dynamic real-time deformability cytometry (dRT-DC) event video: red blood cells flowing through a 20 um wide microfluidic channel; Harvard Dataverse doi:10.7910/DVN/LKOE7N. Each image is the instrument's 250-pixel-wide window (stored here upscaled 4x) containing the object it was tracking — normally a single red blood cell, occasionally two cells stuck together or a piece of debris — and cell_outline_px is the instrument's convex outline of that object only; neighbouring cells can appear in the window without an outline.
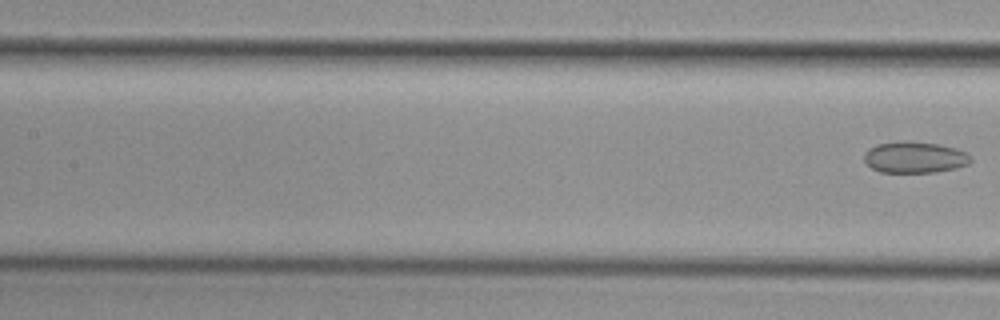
{"species": "common noctule bat (a hibernating species)", "species_latin": "Nyctalus noctula", "temperature_condition": "cold", "stored_images_in_passage": 7, "segment_of_instrument_passage": [2, 2], "camera_frame_rate_fps": 3000, "um_per_image_px": 0.085, "animal": {"sex": "female", "body_mass_g": 29.2, "forearm_length_mm": 56.3}, "frame": {"image": 1, "passage_image": 7, "time_ms": 8.0, "image_size_px": [1000, 320], "cell_outline_px": [[972, 160], [968, 164], [956, 168], [936, 172], [880, 172], [872, 168], [864, 160], [864, 152], [868, 148], [876, 144], [904, 140], [908, 140], [940, 144], [956, 148], [964, 152]], "centroid_in_image_um": [77.72, 13.35], "position_along_channel_um": 129.7, "area_um2": 19.59}}